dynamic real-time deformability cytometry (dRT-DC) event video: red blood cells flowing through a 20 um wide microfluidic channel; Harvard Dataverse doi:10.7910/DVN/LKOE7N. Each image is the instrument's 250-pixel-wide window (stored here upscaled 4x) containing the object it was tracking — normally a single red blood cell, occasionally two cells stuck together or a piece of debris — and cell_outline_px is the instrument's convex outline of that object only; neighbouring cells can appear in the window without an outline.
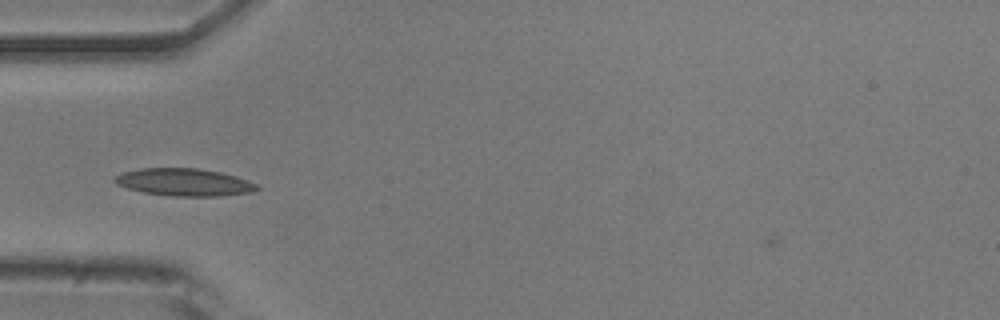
{"species": "common noctule bat (a hibernating species)", "species_latin": "Nyctalus noctula", "temperature_condition": "room temperature", "stored_images_in_passage": 37, "camera_frame_rate_fps": 3000, "um_per_image_px": 0.085, "animal": {"sex": "male", "body_mass_g": 20.5, "forearm_length_mm": 52.5}, "frame": {"image": 1, "passage_image": 1, "time_ms": 0.0, "image_size_px": [1000, 320], "cell_outline_px": [[260, 188], [248, 192], [220, 196], [172, 196], [144, 192], [128, 188], [116, 184], [112, 180], [112, 176], [120, 172], [140, 168], [196, 168], [220, 172], [236, 176], [248, 180], [256, 184]], "centroid_in_image_um": [15.58, 15.47], "position_along_channel_um": 69.4, "area_um2": 22.77}}
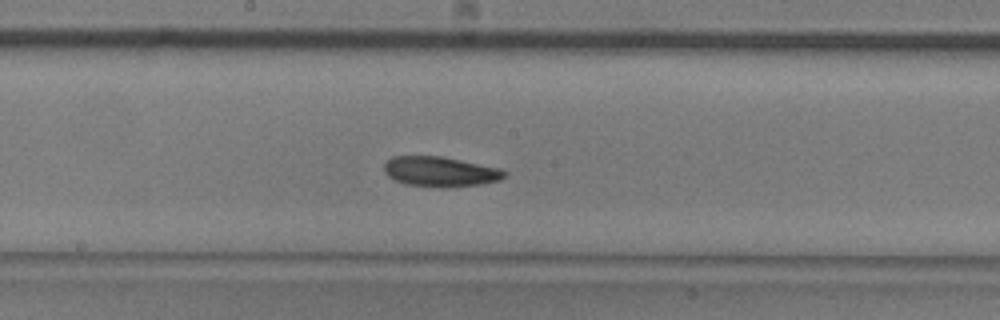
{"frame": {"image": 2, "passage_image": 12, "time_ms": 3.667, "image_size_px": [1000, 320], "cell_outline_px": [[508, 172], [500, 180], [480, 184], [444, 188], [440, 188], [404, 184], [388, 176], [384, 172], [384, 164], [392, 156], [440, 156], [500, 168]], "centroid_in_image_um": [37.4, 14.6], "position_along_channel_um": 210.8, "area_um2": 21.1}}
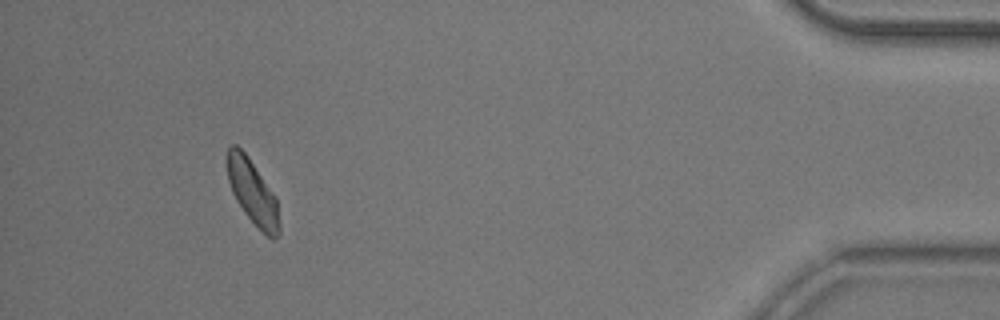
{"frame": {"image": 3, "passage_image": 33, "time_ms": 10.667, "image_size_px": [1000, 320], "cell_outline_px": [[280, 232], [272, 240], [244, 212], [236, 200], [232, 192], [228, 180], [228, 148], [232, 144], [236, 144], [248, 156], [276, 196], [280, 224]], "centroid_in_image_um": [21.49, 16.32], "position_along_channel_um": 413.7, "area_um2": 19.25}, "authors_computed_cell_mechanics": {"area_um2": 20.4034, "velocity_mm_per_s": 3.8332, "shape_relaxation_time_tau1_ms": 6.3859, "shape_relaxation_time_tau2_ms": 7.3501, "deformation_change_tau1": 0.121, "deformation_change_tau2": 0.1156}}